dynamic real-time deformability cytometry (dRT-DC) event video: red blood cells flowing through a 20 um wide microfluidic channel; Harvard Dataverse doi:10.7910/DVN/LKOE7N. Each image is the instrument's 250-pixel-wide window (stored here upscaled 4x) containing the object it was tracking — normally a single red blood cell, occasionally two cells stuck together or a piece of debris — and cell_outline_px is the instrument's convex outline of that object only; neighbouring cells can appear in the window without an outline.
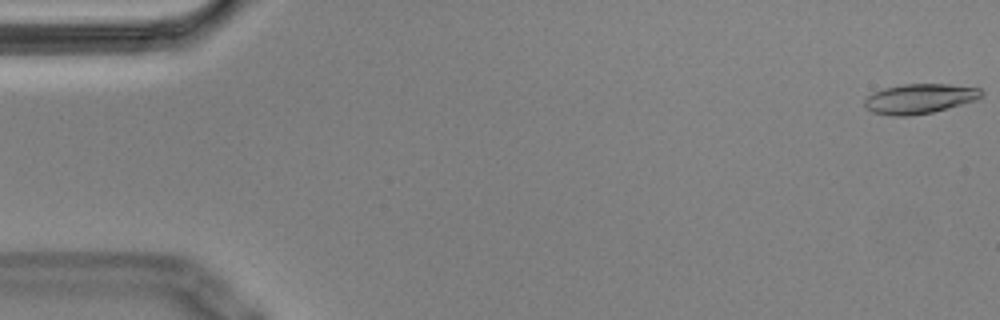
{"species": "Egyptian fruit bat (a non-hibernating species)", "species_latin": "Rousettus aegyptiacus", "temperature_condition": "cold", "stored_images_in_passage": 9, "camera_frame_rate_fps": 3000, "um_per_image_px": 0.085, "animal": {"sex": "male"}, "frame": {"image": 1, "passage_image": 1, "time_ms": 0.0, "image_size_px": [1000, 320], "cell_outline_px": [[984, 96], [976, 100], [932, 112], [908, 116], [892, 116], [872, 112], [864, 104], [864, 100], [872, 92], [884, 88], [904, 84], [948, 84], [980, 88], [984, 92]], "centroid_in_image_um": [78.18, 8.38], "position_along_channel_um": 6.8, "area_um2": 20.29}}